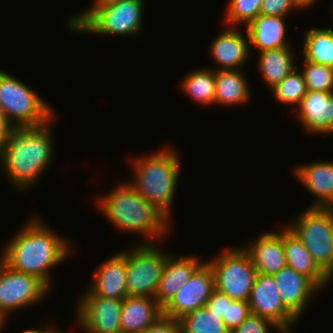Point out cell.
<instances>
[{"instance_id":"1","label":"cell","mask_w":333,"mask_h":333,"mask_svg":"<svg viewBox=\"0 0 333 333\" xmlns=\"http://www.w3.org/2000/svg\"><path fill=\"white\" fill-rule=\"evenodd\" d=\"M46 222L38 214L29 216L20 230L2 244L0 258L12 269L36 276L52 290L51 270L72 256L74 247Z\"/></svg>"},{"instance_id":"2","label":"cell","mask_w":333,"mask_h":333,"mask_svg":"<svg viewBox=\"0 0 333 333\" xmlns=\"http://www.w3.org/2000/svg\"><path fill=\"white\" fill-rule=\"evenodd\" d=\"M57 117L39 127H14L11 130L10 139L0 154V167L16 192L28 191L37 185L44 171L52 165L56 154V135L52 128Z\"/></svg>"},{"instance_id":"3","label":"cell","mask_w":333,"mask_h":333,"mask_svg":"<svg viewBox=\"0 0 333 333\" xmlns=\"http://www.w3.org/2000/svg\"><path fill=\"white\" fill-rule=\"evenodd\" d=\"M114 186L110 192L100 194L93 202L111 225L126 234H139L142 239L136 241L137 244L164 242L171 234L169 232L174 231L172 222L145 200L127 180Z\"/></svg>"},{"instance_id":"4","label":"cell","mask_w":333,"mask_h":333,"mask_svg":"<svg viewBox=\"0 0 333 333\" xmlns=\"http://www.w3.org/2000/svg\"><path fill=\"white\" fill-rule=\"evenodd\" d=\"M162 147L152 154L130 158L133 180L128 183L171 222L182 161L171 144Z\"/></svg>"},{"instance_id":"5","label":"cell","mask_w":333,"mask_h":333,"mask_svg":"<svg viewBox=\"0 0 333 333\" xmlns=\"http://www.w3.org/2000/svg\"><path fill=\"white\" fill-rule=\"evenodd\" d=\"M145 0H120L104 6L89 7L70 15L66 30L71 33L106 37L141 36ZM138 34V35H137Z\"/></svg>"},{"instance_id":"6","label":"cell","mask_w":333,"mask_h":333,"mask_svg":"<svg viewBox=\"0 0 333 333\" xmlns=\"http://www.w3.org/2000/svg\"><path fill=\"white\" fill-rule=\"evenodd\" d=\"M0 70V108L14 127H39L58 115L34 89Z\"/></svg>"},{"instance_id":"7","label":"cell","mask_w":333,"mask_h":333,"mask_svg":"<svg viewBox=\"0 0 333 333\" xmlns=\"http://www.w3.org/2000/svg\"><path fill=\"white\" fill-rule=\"evenodd\" d=\"M284 224L301 240L319 268L333 281V208L306 207Z\"/></svg>"},{"instance_id":"8","label":"cell","mask_w":333,"mask_h":333,"mask_svg":"<svg viewBox=\"0 0 333 333\" xmlns=\"http://www.w3.org/2000/svg\"><path fill=\"white\" fill-rule=\"evenodd\" d=\"M160 245L135 242L130 249L120 250L126 257L127 296L154 298L165 263L171 254L160 249Z\"/></svg>"},{"instance_id":"9","label":"cell","mask_w":333,"mask_h":333,"mask_svg":"<svg viewBox=\"0 0 333 333\" xmlns=\"http://www.w3.org/2000/svg\"><path fill=\"white\" fill-rule=\"evenodd\" d=\"M218 254L206 260L214 273L215 289L233 300L248 301L257 274L251 256L242 245Z\"/></svg>"},{"instance_id":"10","label":"cell","mask_w":333,"mask_h":333,"mask_svg":"<svg viewBox=\"0 0 333 333\" xmlns=\"http://www.w3.org/2000/svg\"><path fill=\"white\" fill-rule=\"evenodd\" d=\"M50 292L42 280L12 269L0 258V312L5 317L37 305Z\"/></svg>"},{"instance_id":"11","label":"cell","mask_w":333,"mask_h":333,"mask_svg":"<svg viewBox=\"0 0 333 333\" xmlns=\"http://www.w3.org/2000/svg\"><path fill=\"white\" fill-rule=\"evenodd\" d=\"M74 322L82 333H122L121 307L123 299L103 298L87 286L77 297Z\"/></svg>"},{"instance_id":"12","label":"cell","mask_w":333,"mask_h":333,"mask_svg":"<svg viewBox=\"0 0 333 333\" xmlns=\"http://www.w3.org/2000/svg\"><path fill=\"white\" fill-rule=\"evenodd\" d=\"M251 314L270 320L284 333H293L299 322L284 306L273 275L257 273L248 299Z\"/></svg>"},{"instance_id":"13","label":"cell","mask_w":333,"mask_h":333,"mask_svg":"<svg viewBox=\"0 0 333 333\" xmlns=\"http://www.w3.org/2000/svg\"><path fill=\"white\" fill-rule=\"evenodd\" d=\"M214 290V273L205 261L162 308V316L179 320L188 313L205 306Z\"/></svg>"},{"instance_id":"14","label":"cell","mask_w":333,"mask_h":333,"mask_svg":"<svg viewBox=\"0 0 333 333\" xmlns=\"http://www.w3.org/2000/svg\"><path fill=\"white\" fill-rule=\"evenodd\" d=\"M273 276L285 308L300 322L303 312L322 290L309 277L289 266Z\"/></svg>"},{"instance_id":"15","label":"cell","mask_w":333,"mask_h":333,"mask_svg":"<svg viewBox=\"0 0 333 333\" xmlns=\"http://www.w3.org/2000/svg\"><path fill=\"white\" fill-rule=\"evenodd\" d=\"M295 116L307 134L333 135V93L307 90Z\"/></svg>"},{"instance_id":"16","label":"cell","mask_w":333,"mask_h":333,"mask_svg":"<svg viewBox=\"0 0 333 333\" xmlns=\"http://www.w3.org/2000/svg\"><path fill=\"white\" fill-rule=\"evenodd\" d=\"M209 46L210 55L217 64L214 70L243 69L250 62L251 53L247 32L241 27L227 26Z\"/></svg>"},{"instance_id":"17","label":"cell","mask_w":333,"mask_h":333,"mask_svg":"<svg viewBox=\"0 0 333 333\" xmlns=\"http://www.w3.org/2000/svg\"><path fill=\"white\" fill-rule=\"evenodd\" d=\"M276 228L275 231H263L258 238L243 244V248L251 256L257 273L274 275L287 266L284 251V223Z\"/></svg>"},{"instance_id":"18","label":"cell","mask_w":333,"mask_h":333,"mask_svg":"<svg viewBox=\"0 0 333 333\" xmlns=\"http://www.w3.org/2000/svg\"><path fill=\"white\" fill-rule=\"evenodd\" d=\"M291 173L314 197L308 207L333 208L332 160L298 164L293 166Z\"/></svg>"},{"instance_id":"19","label":"cell","mask_w":333,"mask_h":333,"mask_svg":"<svg viewBox=\"0 0 333 333\" xmlns=\"http://www.w3.org/2000/svg\"><path fill=\"white\" fill-rule=\"evenodd\" d=\"M205 261L197 254L175 256V253H171L155 292L158 305L163 308Z\"/></svg>"},{"instance_id":"20","label":"cell","mask_w":333,"mask_h":333,"mask_svg":"<svg viewBox=\"0 0 333 333\" xmlns=\"http://www.w3.org/2000/svg\"><path fill=\"white\" fill-rule=\"evenodd\" d=\"M98 265L88 288L97 296L111 299L127 297L126 257L119 251Z\"/></svg>"},{"instance_id":"21","label":"cell","mask_w":333,"mask_h":333,"mask_svg":"<svg viewBox=\"0 0 333 333\" xmlns=\"http://www.w3.org/2000/svg\"><path fill=\"white\" fill-rule=\"evenodd\" d=\"M286 18L259 14L248 24L244 30L248 35L250 52L251 48L263 52L291 46V40L286 36Z\"/></svg>"},{"instance_id":"22","label":"cell","mask_w":333,"mask_h":333,"mask_svg":"<svg viewBox=\"0 0 333 333\" xmlns=\"http://www.w3.org/2000/svg\"><path fill=\"white\" fill-rule=\"evenodd\" d=\"M120 314L122 333H141L162 316V308L153 297L127 296Z\"/></svg>"},{"instance_id":"23","label":"cell","mask_w":333,"mask_h":333,"mask_svg":"<svg viewBox=\"0 0 333 333\" xmlns=\"http://www.w3.org/2000/svg\"><path fill=\"white\" fill-rule=\"evenodd\" d=\"M246 78L242 69L215 70V106L236 107L251 102V89Z\"/></svg>"},{"instance_id":"24","label":"cell","mask_w":333,"mask_h":333,"mask_svg":"<svg viewBox=\"0 0 333 333\" xmlns=\"http://www.w3.org/2000/svg\"><path fill=\"white\" fill-rule=\"evenodd\" d=\"M284 251L287 266L309 277L322 291L331 279L319 268L301 240L284 224Z\"/></svg>"},{"instance_id":"25","label":"cell","mask_w":333,"mask_h":333,"mask_svg":"<svg viewBox=\"0 0 333 333\" xmlns=\"http://www.w3.org/2000/svg\"><path fill=\"white\" fill-rule=\"evenodd\" d=\"M292 50V46H287L258 52L257 68L268 90L280 83L297 67Z\"/></svg>"},{"instance_id":"26","label":"cell","mask_w":333,"mask_h":333,"mask_svg":"<svg viewBox=\"0 0 333 333\" xmlns=\"http://www.w3.org/2000/svg\"><path fill=\"white\" fill-rule=\"evenodd\" d=\"M207 68L190 70L180 80L181 91L204 107L215 106V70Z\"/></svg>"},{"instance_id":"27","label":"cell","mask_w":333,"mask_h":333,"mask_svg":"<svg viewBox=\"0 0 333 333\" xmlns=\"http://www.w3.org/2000/svg\"><path fill=\"white\" fill-rule=\"evenodd\" d=\"M302 57L312 63L333 68V28L308 27L303 35Z\"/></svg>"},{"instance_id":"28","label":"cell","mask_w":333,"mask_h":333,"mask_svg":"<svg viewBox=\"0 0 333 333\" xmlns=\"http://www.w3.org/2000/svg\"><path fill=\"white\" fill-rule=\"evenodd\" d=\"M180 333H230L223 320L202 306L179 320Z\"/></svg>"},{"instance_id":"29","label":"cell","mask_w":333,"mask_h":333,"mask_svg":"<svg viewBox=\"0 0 333 333\" xmlns=\"http://www.w3.org/2000/svg\"><path fill=\"white\" fill-rule=\"evenodd\" d=\"M274 100L282 105L298 106L306 94V85L298 66L280 83L270 89Z\"/></svg>"},{"instance_id":"30","label":"cell","mask_w":333,"mask_h":333,"mask_svg":"<svg viewBox=\"0 0 333 333\" xmlns=\"http://www.w3.org/2000/svg\"><path fill=\"white\" fill-rule=\"evenodd\" d=\"M300 65L306 89L333 93V68L304 60ZM302 67V68H301Z\"/></svg>"},{"instance_id":"31","label":"cell","mask_w":333,"mask_h":333,"mask_svg":"<svg viewBox=\"0 0 333 333\" xmlns=\"http://www.w3.org/2000/svg\"><path fill=\"white\" fill-rule=\"evenodd\" d=\"M263 0H229L226 8L224 22L225 26L246 27L259 14Z\"/></svg>"},{"instance_id":"32","label":"cell","mask_w":333,"mask_h":333,"mask_svg":"<svg viewBox=\"0 0 333 333\" xmlns=\"http://www.w3.org/2000/svg\"><path fill=\"white\" fill-rule=\"evenodd\" d=\"M251 314L248 301L233 300L227 296L226 317H222L226 328L231 332Z\"/></svg>"},{"instance_id":"33","label":"cell","mask_w":333,"mask_h":333,"mask_svg":"<svg viewBox=\"0 0 333 333\" xmlns=\"http://www.w3.org/2000/svg\"><path fill=\"white\" fill-rule=\"evenodd\" d=\"M284 333V331L270 320L258 315L250 314L238 327L230 333Z\"/></svg>"},{"instance_id":"34","label":"cell","mask_w":333,"mask_h":333,"mask_svg":"<svg viewBox=\"0 0 333 333\" xmlns=\"http://www.w3.org/2000/svg\"><path fill=\"white\" fill-rule=\"evenodd\" d=\"M296 10H304L296 0H263L260 14L286 17Z\"/></svg>"},{"instance_id":"35","label":"cell","mask_w":333,"mask_h":333,"mask_svg":"<svg viewBox=\"0 0 333 333\" xmlns=\"http://www.w3.org/2000/svg\"><path fill=\"white\" fill-rule=\"evenodd\" d=\"M205 306L208 310L212 311V313L222 319V317H226L227 295L215 289Z\"/></svg>"},{"instance_id":"36","label":"cell","mask_w":333,"mask_h":333,"mask_svg":"<svg viewBox=\"0 0 333 333\" xmlns=\"http://www.w3.org/2000/svg\"><path fill=\"white\" fill-rule=\"evenodd\" d=\"M141 333H180L178 320L161 316L153 325Z\"/></svg>"},{"instance_id":"37","label":"cell","mask_w":333,"mask_h":333,"mask_svg":"<svg viewBox=\"0 0 333 333\" xmlns=\"http://www.w3.org/2000/svg\"><path fill=\"white\" fill-rule=\"evenodd\" d=\"M13 128L12 124H0V154L4 151Z\"/></svg>"},{"instance_id":"38","label":"cell","mask_w":333,"mask_h":333,"mask_svg":"<svg viewBox=\"0 0 333 333\" xmlns=\"http://www.w3.org/2000/svg\"><path fill=\"white\" fill-rule=\"evenodd\" d=\"M48 323H51V324L48 325ZM46 324L42 328L41 327L39 328V325H38V328H36V327L32 328V329L29 328V329L24 330L23 332L21 331L20 333H54L59 328L57 322L53 323L52 321L51 322L49 321Z\"/></svg>"},{"instance_id":"39","label":"cell","mask_w":333,"mask_h":333,"mask_svg":"<svg viewBox=\"0 0 333 333\" xmlns=\"http://www.w3.org/2000/svg\"><path fill=\"white\" fill-rule=\"evenodd\" d=\"M296 1L300 4V6L304 10H306V9H310L312 7V5L314 7V4H316L318 0H296Z\"/></svg>"},{"instance_id":"40","label":"cell","mask_w":333,"mask_h":333,"mask_svg":"<svg viewBox=\"0 0 333 333\" xmlns=\"http://www.w3.org/2000/svg\"><path fill=\"white\" fill-rule=\"evenodd\" d=\"M120 0H94L91 7L104 6L113 2H118Z\"/></svg>"},{"instance_id":"41","label":"cell","mask_w":333,"mask_h":333,"mask_svg":"<svg viewBox=\"0 0 333 333\" xmlns=\"http://www.w3.org/2000/svg\"><path fill=\"white\" fill-rule=\"evenodd\" d=\"M7 317H5L1 312H0V333L2 332L3 328H4V324L7 323ZM6 322V323H5Z\"/></svg>"},{"instance_id":"42","label":"cell","mask_w":333,"mask_h":333,"mask_svg":"<svg viewBox=\"0 0 333 333\" xmlns=\"http://www.w3.org/2000/svg\"><path fill=\"white\" fill-rule=\"evenodd\" d=\"M0 124H11L10 121L2 114L0 108Z\"/></svg>"},{"instance_id":"43","label":"cell","mask_w":333,"mask_h":333,"mask_svg":"<svg viewBox=\"0 0 333 333\" xmlns=\"http://www.w3.org/2000/svg\"><path fill=\"white\" fill-rule=\"evenodd\" d=\"M61 328H58L54 333H63L64 331L60 330Z\"/></svg>"}]
</instances>
